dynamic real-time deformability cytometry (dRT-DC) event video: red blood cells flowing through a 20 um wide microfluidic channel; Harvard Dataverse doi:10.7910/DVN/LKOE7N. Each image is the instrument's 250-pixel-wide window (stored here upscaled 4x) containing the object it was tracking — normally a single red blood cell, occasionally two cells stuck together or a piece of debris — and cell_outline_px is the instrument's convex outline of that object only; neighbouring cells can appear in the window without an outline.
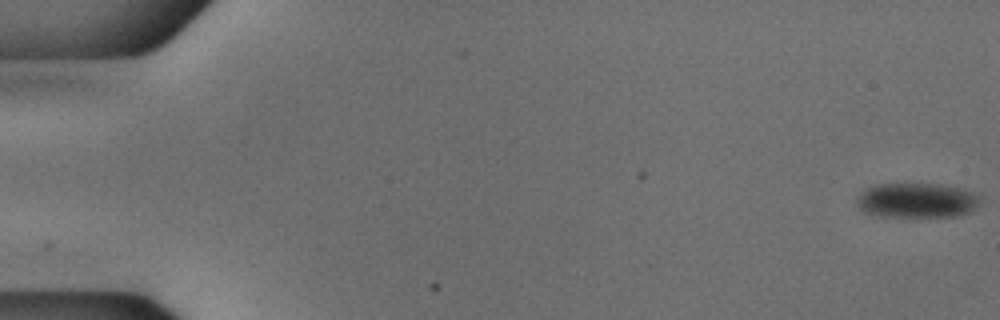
{"species": "common noctule bat (a hibernating species)", "species_latin": "Nyctalus noctula", "temperature_condition": "cold", "stored_images_in_passage": 54, "camera_frame_rate_fps": 3000, "um_per_image_px": 0.085, "animal": {"sex": "male", "body_mass_g": 18.8}, "frame": {"image": 1, "passage_image": 1, "time_ms": 0.0, "image_size_px": [1000, 320], "cell_outline_px": [[984, 196], [976, 208], [968, 212], [956, 216], [872, 216], [864, 212], [856, 204], [856, 200], [860, 192], [876, 184], [940, 184], [976, 192]], "centroid_in_image_um": [77.95, 17.03], "position_along_channel_um": 7.1, "area_um2": 25.26}}
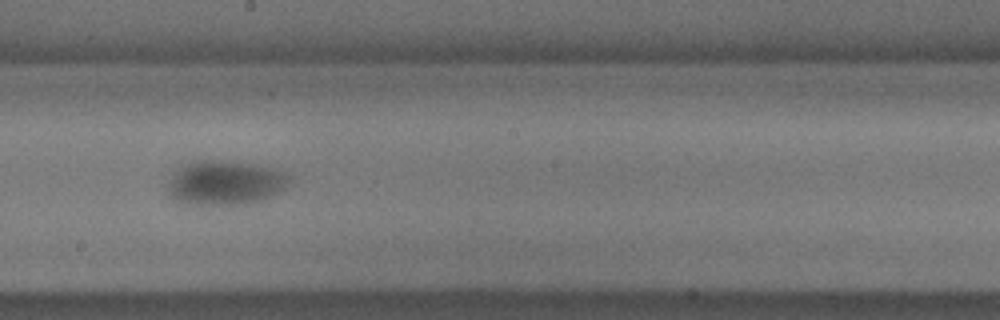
{"frame": {"image": 2, "passage_image": 31, "time_ms": 10.0, "image_size_px": [1000, 320], "cell_outline_px": [[292, 180], [288, 188], [272, 196], [252, 204], [184, 204], [172, 196], [168, 192], [168, 184], [172, 176], [180, 168], [188, 164], [200, 160], [224, 160], [256, 164], [276, 168], [288, 172], [292, 176]], "centroid_in_image_um": [19.27, 15.53], "position_along_channel_um": 228.9, "area_um2": 31.85}}
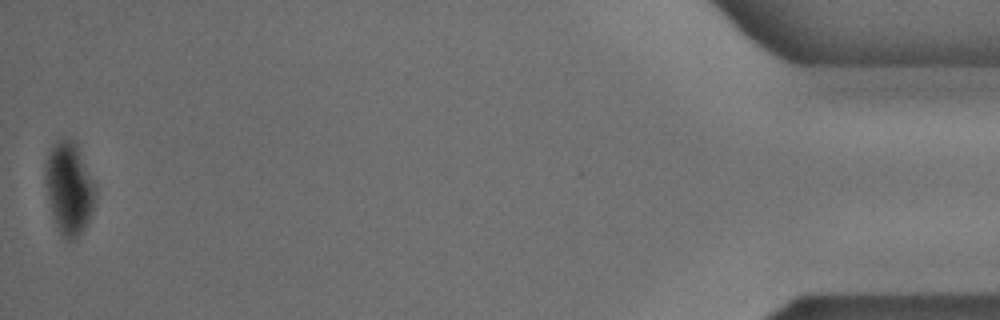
{"frame": {"image": 3, "passage_image": 54, "time_ms": 17.667, "image_size_px": [1000, 320], "cell_outline_px": [[96, 196], [92, 212], [84, 228], [72, 240], [64, 240], [52, 216], [48, 196], [44, 172], [44, 164], [48, 152], [56, 140], [72, 140], [76, 144], [96, 184]], "centroid_in_image_um": [5.87, 15.99], "position_along_channel_um": 429.3, "area_um2": 26.82}}